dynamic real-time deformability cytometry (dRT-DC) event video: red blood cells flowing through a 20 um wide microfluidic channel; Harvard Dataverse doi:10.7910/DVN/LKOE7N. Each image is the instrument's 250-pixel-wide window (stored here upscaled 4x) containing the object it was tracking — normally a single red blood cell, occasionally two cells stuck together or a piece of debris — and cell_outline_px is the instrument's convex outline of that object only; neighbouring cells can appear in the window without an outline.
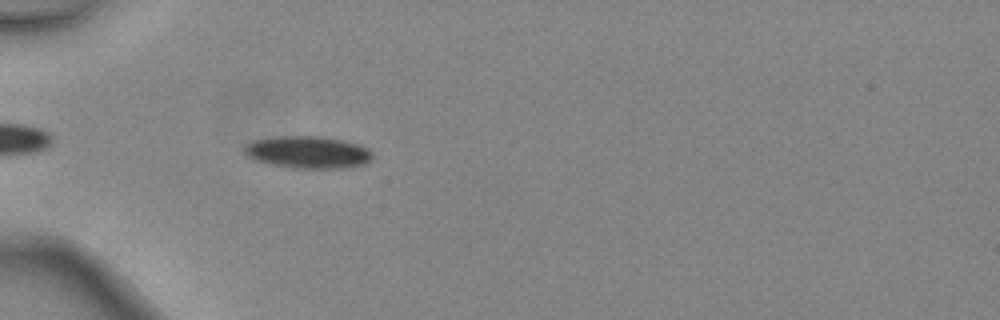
{"species": "common noctule bat (a hibernating species)", "species_latin": "Nyctalus noctula", "temperature_condition": "warm", "stored_images_in_passage": 1, "camera_frame_rate_fps": 3000, "um_per_image_px": 0.085, "animal": {"sex": "female", "body_mass_g": 24.6, "forearm_length_mm": 56.2}, "frame": {"image": 1, "passage_image": 1, "time_ms": 0.0, "image_size_px": [1000, 320], "cell_outline_px": [[372, 156], [364, 164], [336, 168], [296, 168], [272, 164], [256, 160], [248, 156], [244, 152], [244, 144], [252, 140], [276, 136], [320, 136], [360, 144], [368, 148], [372, 152]], "centroid_in_image_um": [26.13, 12.92], "position_along_channel_um": 58.9, "area_um2": 23.87}}